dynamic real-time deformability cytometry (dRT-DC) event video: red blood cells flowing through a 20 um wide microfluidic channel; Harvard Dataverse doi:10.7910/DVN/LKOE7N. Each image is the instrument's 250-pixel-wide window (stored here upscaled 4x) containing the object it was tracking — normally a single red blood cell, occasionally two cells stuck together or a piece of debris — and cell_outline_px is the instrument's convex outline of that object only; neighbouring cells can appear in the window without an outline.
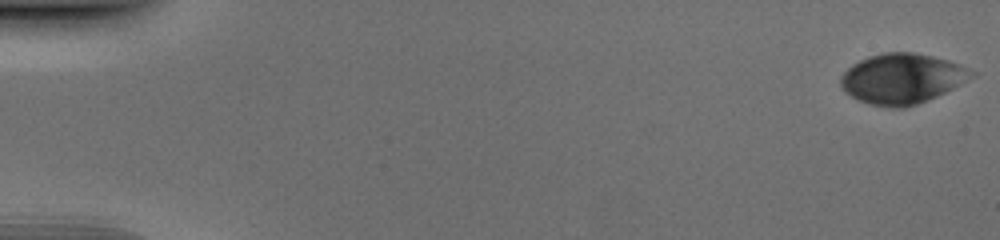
{"species": "human", "species_latin": "Homo sapiens", "temperature_condition": "cold", "stored_images_in_passage": 52, "camera_frame_rate_fps": 3000, "um_per_image_px": 0.085, "donor": {"sex": "male"}, "frame": {"image": 1, "passage_image": 1, "time_ms": 0.0, "image_size_px": [1000, 240], "cell_outline_px": [[976, 76], [928, 100], [904, 108], [892, 108], [868, 104], [844, 92], [840, 84], [840, 76], [852, 64], [868, 56], [884, 52], [912, 52], [932, 56], [948, 60], [960, 64], [976, 72]], "centroid_in_image_um": [76.67, 6.68], "position_along_channel_um": 8.3, "area_um2": 38.32}}
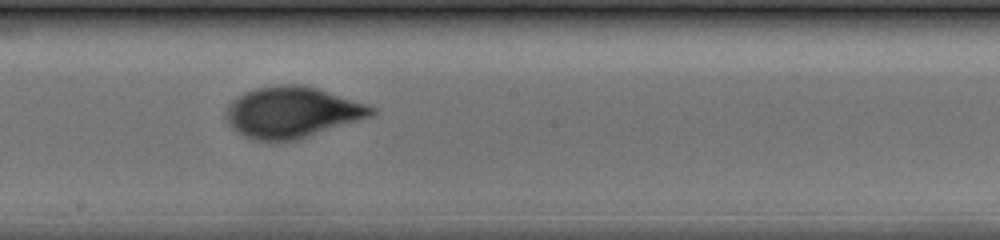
{"frame": {"image": 2, "passage_image": 30, "time_ms": 9.667, "image_size_px": [1000, 240], "cell_outline_px": [[376, 112], [372, 116], [296, 140], [256, 140], [244, 136], [232, 128], [228, 124], [224, 116], [224, 112], [228, 104], [236, 96], [244, 92], [256, 88], [276, 84], [304, 84], [320, 88], [368, 104], [376, 108]], "centroid_in_image_um": [24.81, 9.51], "position_along_channel_um": 223.4, "area_um2": 43.64}}
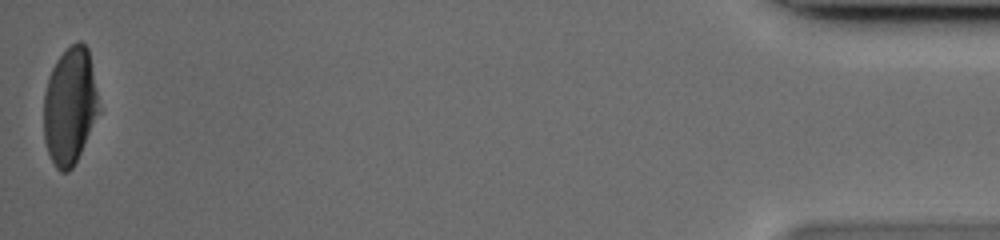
{"frame": {"image": 3, "passage_image": 52, "time_ms": 17.0, "image_size_px": [1000, 240], "cell_outline_px": [[100, 112], [72, 168], [68, 172], [60, 172], [56, 168], [48, 152], [44, 140], [44, 92], [52, 68], [56, 60], [76, 40], [80, 40], [88, 48]], "centroid_in_image_um": [5.93, 9.01], "position_along_channel_um": 429.3, "area_um2": 37.22}}